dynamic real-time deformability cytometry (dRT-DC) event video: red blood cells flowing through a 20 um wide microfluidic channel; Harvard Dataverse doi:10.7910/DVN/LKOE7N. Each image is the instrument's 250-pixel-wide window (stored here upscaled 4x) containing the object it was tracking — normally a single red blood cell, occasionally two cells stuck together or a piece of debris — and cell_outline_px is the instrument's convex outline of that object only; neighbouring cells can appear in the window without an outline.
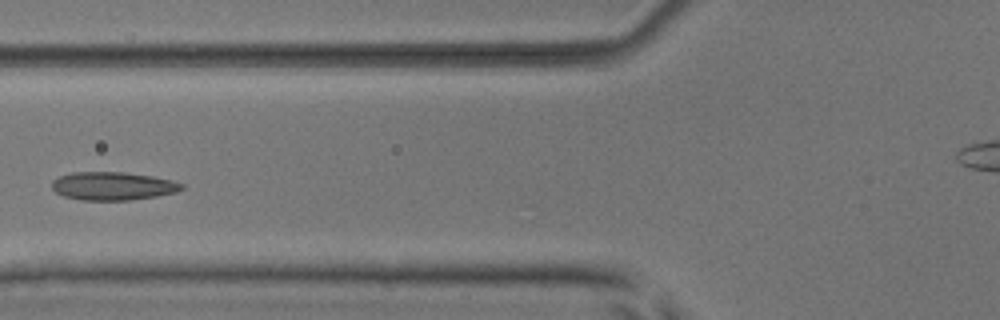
{"species": "common noctule bat (a hibernating species)", "species_latin": "Nyctalus noctula", "temperature_condition": "room temperature", "stored_images_in_passage": 6, "camera_frame_rate_fps": 3000, "um_per_image_px": 0.085, "animal": {"sex": "male", "body_mass_g": 17.9, "forearm_length_mm": 54.2}, "frame": {"image": 1, "passage_image": 5, "time_ms": 4.667, "image_size_px": [1000, 320], "cell_outline_px": [[184, 188], [176, 192], [156, 196], [132, 200], [80, 200], [64, 196], [56, 192], [52, 188], [52, 180], [60, 176], [72, 172], [124, 172], [152, 176], [172, 180], [184, 184]], "centroid_in_image_um": [9.6, 15.81], "position_along_channel_um": 116.2, "area_um2": 21.39}}
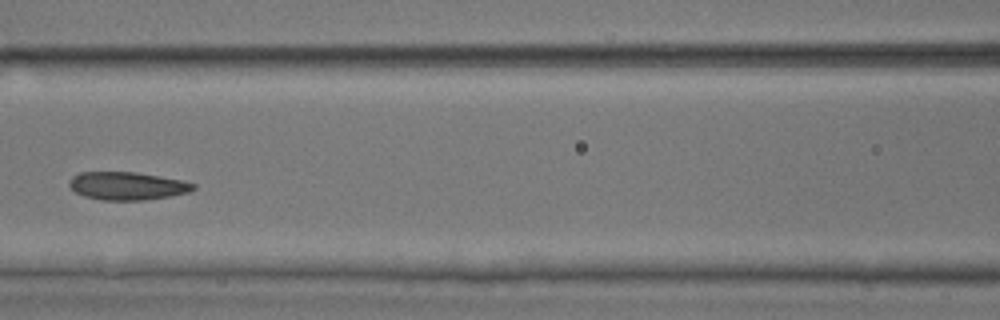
{"frame": {"image": 2, "passage_image": 6, "time_ms": 5.667, "image_size_px": [1000, 320], "cell_outline_px": [[196, 188], [188, 192], [168, 196], [144, 200], [100, 200], [84, 196], [76, 192], [68, 184], [68, 180], [72, 176], [80, 172], [136, 172], [180, 180], [196, 184]], "centroid_in_image_um": [10.77, 15.8], "position_along_channel_um": 155.8, "area_um2": 20.11}}